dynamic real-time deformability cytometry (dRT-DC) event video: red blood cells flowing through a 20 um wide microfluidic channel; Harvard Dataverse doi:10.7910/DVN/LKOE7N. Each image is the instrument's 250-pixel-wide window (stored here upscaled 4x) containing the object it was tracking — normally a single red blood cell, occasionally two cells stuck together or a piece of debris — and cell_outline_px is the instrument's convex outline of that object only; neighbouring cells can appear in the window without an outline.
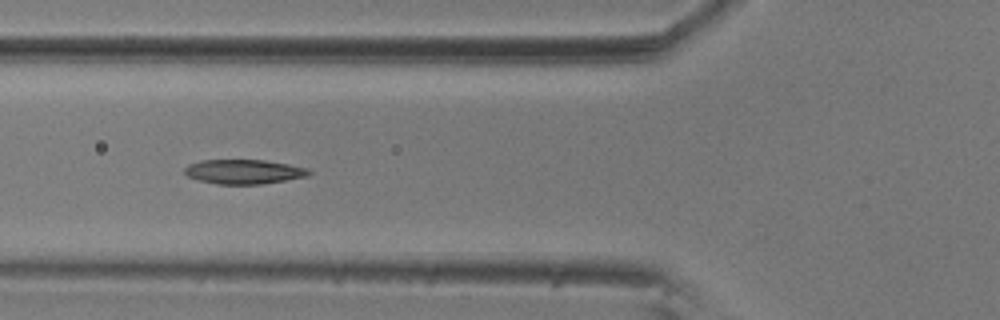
{"species": "common noctule bat (a hibernating species)", "species_latin": "Nyctalus noctula", "temperature_condition": "room temperature", "stored_images_in_passage": 7, "camera_frame_rate_fps": 3000, "um_per_image_px": 0.085, "animal": {"sex": "male", "body_mass_g": 20.5, "forearm_length_mm": 52.5}, "frame": {"image": 1, "passage_image": 6, "time_ms": 1.667, "image_size_px": [1000, 320], "cell_outline_px": [[312, 172], [308, 176], [260, 184], [216, 184], [200, 180], [188, 176], [184, 172], [184, 168], [188, 164], [200, 160], [264, 160], [288, 164], [308, 168]], "centroid_in_image_um": [20.72, 14.59], "position_along_channel_um": 105.1, "area_um2": 17.63}}
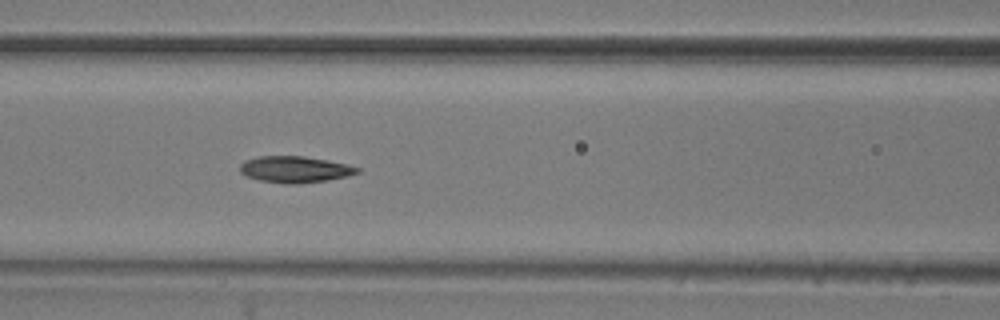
{"frame": {"image": 2, "passage_image": 7, "time_ms": 2.0, "image_size_px": [1000, 320], "cell_outline_px": [[360, 172], [348, 176], [328, 180], [300, 184], [284, 184], [260, 180], [248, 176], [240, 172], [240, 164], [244, 160], [260, 156], [304, 156], [348, 164], [360, 168]], "centroid_in_image_um": [25.09, 14.4], "position_along_channel_um": 141.5, "area_um2": 18.15}}